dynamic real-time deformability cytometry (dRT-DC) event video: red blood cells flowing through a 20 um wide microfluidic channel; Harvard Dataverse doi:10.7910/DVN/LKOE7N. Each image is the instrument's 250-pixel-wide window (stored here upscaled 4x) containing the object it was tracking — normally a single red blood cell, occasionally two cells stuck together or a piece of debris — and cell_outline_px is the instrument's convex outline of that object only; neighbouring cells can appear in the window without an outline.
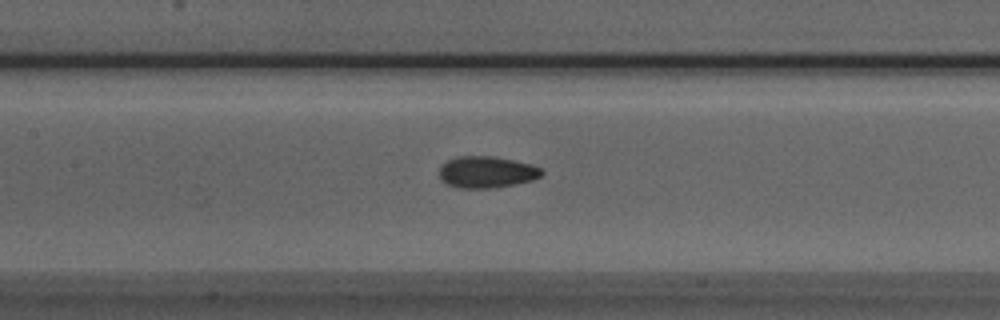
{"species": "Egyptian fruit bat (a non-hibernating species)", "species_latin": "Rousettus aegyptiacus", "temperature_condition": "room temperature", "stored_images_in_passage": 39, "camera_frame_rate_fps": 3000, "um_per_image_px": 0.085, "animal": {"sex": "male"}, "frame": {"image": 1, "passage_image": 10, "time_ms": 3.0, "image_size_px": [1000, 320], "cell_outline_px": [[544, 172], [540, 176], [532, 180], [516, 184], [496, 188], [460, 188], [448, 184], [440, 180], [440, 164], [456, 156], [492, 156], [532, 164], [540, 168]], "centroid_in_image_um": [41.35, 14.63], "position_along_channel_um": 166.1, "area_um2": 18.96}}
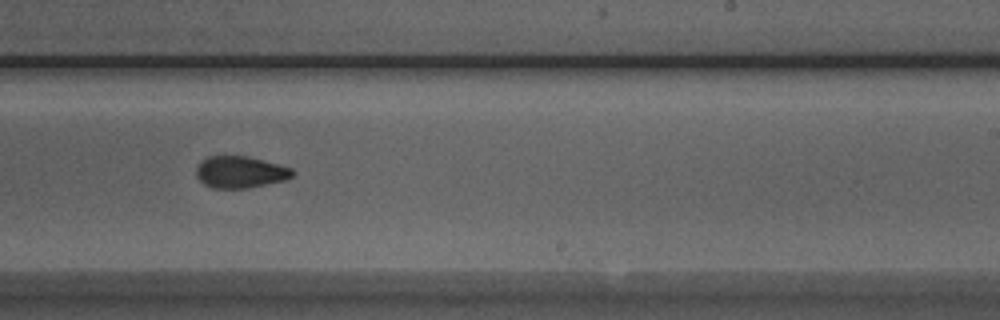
{"frame": {"image": 2, "passage_image": 18, "time_ms": 5.667, "image_size_px": [1000, 320], "cell_outline_px": [[296, 172], [288, 180], [248, 188], [212, 188], [204, 184], [196, 176], [196, 168], [200, 160], [208, 156], [248, 156], [292, 168]], "centroid_in_image_um": [20.43, 14.63], "position_along_channel_um": 268.6, "area_um2": 18.03}}
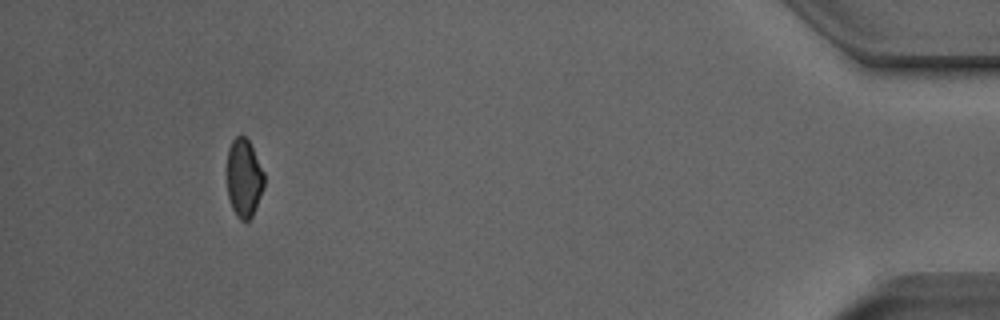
{"frame": {"image": 3, "passage_image": 35, "time_ms": 11.333, "image_size_px": [1000, 320], "cell_outline_px": [[264, 184], [252, 216], [248, 220], [240, 220], [236, 216], [232, 208], [228, 196], [228, 148], [232, 140], [236, 136], [244, 136], [248, 140], [264, 172]], "centroid_in_image_um": [20.73, 15.13], "position_along_channel_um": 414.5, "area_um2": 16.59}, "authors_computed_cell_mechanics": {"area_um2": 18.207, "velocity_mm_per_s": 3.8626, "shape_relaxation_time_tau1_ms": 11.3309, "shape_relaxation_time_tau2_ms": 2.0559, "deformation_change_tau1": 0.1714, "deformation_change_tau2": 0.0681}}